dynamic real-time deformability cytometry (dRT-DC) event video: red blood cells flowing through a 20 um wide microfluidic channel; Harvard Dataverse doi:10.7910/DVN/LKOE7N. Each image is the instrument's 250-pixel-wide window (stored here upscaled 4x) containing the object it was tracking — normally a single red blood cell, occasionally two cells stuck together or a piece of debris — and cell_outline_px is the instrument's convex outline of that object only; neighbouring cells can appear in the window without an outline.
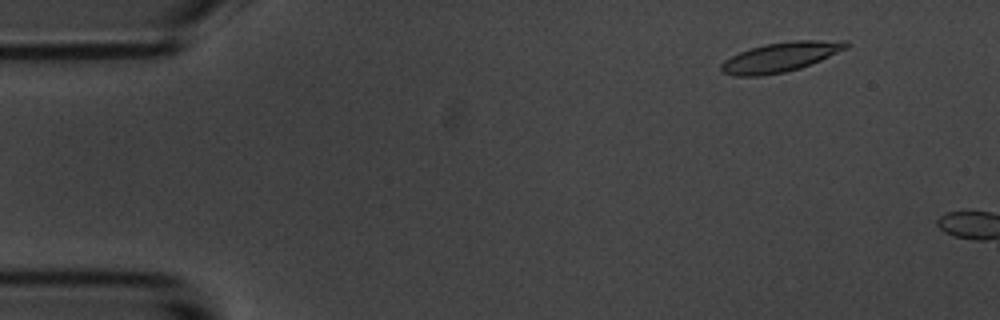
{"species": "common noctule bat (a hibernating species)", "species_latin": "Nyctalus noctula", "temperature_condition": "room temperature", "stored_images_in_passage": 3, "segment_of_instrument_passage": [1, 2], "camera_frame_rate_fps": 3000, "um_per_image_px": 0.085, "animal": {"sex": "male", "body_mass_g": 20.1, "forearm_length_mm": 53.5}, "frame": {"image": 1, "passage_image": 1, "time_ms": 0.0, "image_size_px": [1000, 320], "cell_outline_px": [[848, 48], [820, 60], [800, 68], [784, 72], [760, 76], [736, 76], [720, 72], [720, 64], [724, 60], [740, 52], [764, 44], [792, 40], [848, 40]], "centroid_in_image_um": [66.34, 4.84], "position_along_channel_um": 18.7, "area_um2": 21.56}}